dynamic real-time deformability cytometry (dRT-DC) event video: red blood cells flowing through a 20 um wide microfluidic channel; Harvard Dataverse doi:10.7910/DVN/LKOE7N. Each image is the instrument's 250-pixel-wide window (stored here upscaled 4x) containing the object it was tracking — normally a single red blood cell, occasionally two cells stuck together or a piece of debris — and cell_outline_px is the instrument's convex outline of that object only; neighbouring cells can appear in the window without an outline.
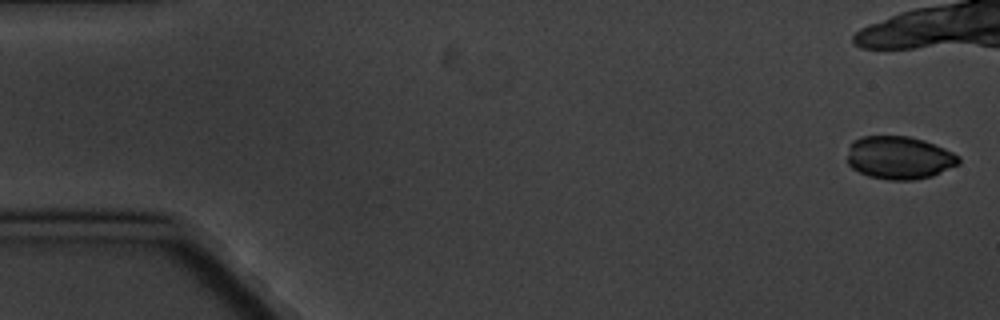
{"species": "common noctule bat (a hibernating species)", "species_latin": "Nyctalus noctula", "temperature_condition": "cold", "stored_images_in_passage": 14, "camera_frame_rate_fps": 3000, "um_per_image_px": 0.085, "animal": {"sex": "male", "body_mass_g": 20.1, "forearm_length_mm": 53.5}, "frame": {"image": 1, "passage_image": 1, "time_ms": 0.0, "image_size_px": [1000, 320], "cell_outline_px": [[960, 164], [932, 176], [916, 180], [888, 180], [868, 176], [852, 168], [848, 164], [848, 144], [852, 140], [860, 136], [908, 136], [924, 140], [944, 148], [960, 156]], "centroid_in_image_um": [76.42, 13.4], "position_along_channel_um": 8.6, "area_um2": 28.21}}